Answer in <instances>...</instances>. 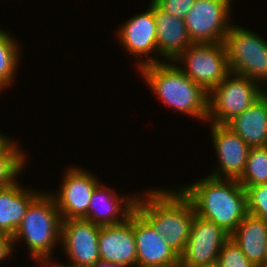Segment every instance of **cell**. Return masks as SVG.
Masks as SVG:
<instances>
[{
	"label": "cell",
	"instance_id": "obj_7",
	"mask_svg": "<svg viewBox=\"0 0 267 267\" xmlns=\"http://www.w3.org/2000/svg\"><path fill=\"white\" fill-rule=\"evenodd\" d=\"M174 62L184 63L177 67L208 93L231 73L224 43H192Z\"/></svg>",
	"mask_w": 267,
	"mask_h": 267
},
{
	"label": "cell",
	"instance_id": "obj_28",
	"mask_svg": "<svg viewBox=\"0 0 267 267\" xmlns=\"http://www.w3.org/2000/svg\"><path fill=\"white\" fill-rule=\"evenodd\" d=\"M95 267H129L121 264H111V263H104V262H99Z\"/></svg>",
	"mask_w": 267,
	"mask_h": 267
},
{
	"label": "cell",
	"instance_id": "obj_6",
	"mask_svg": "<svg viewBox=\"0 0 267 267\" xmlns=\"http://www.w3.org/2000/svg\"><path fill=\"white\" fill-rule=\"evenodd\" d=\"M257 84L248 77L230 73L209 92L207 119L214 124L227 125L261 96L262 87Z\"/></svg>",
	"mask_w": 267,
	"mask_h": 267
},
{
	"label": "cell",
	"instance_id": "obj_27",
	"mask_svg": "<svg viewBox=\"0 0 267 267\" xmlns=\"http://www.w3.org/2000/svg\"><path fill=\"white\" fill-rule=\"evenodd\" d=\"M13 244L11 237L0 232V261L12 254Z\"/></svg>",
	"mask_w": 267,
	"mask_h": 267
},
{
	"label": "cell",
	"instance_id": "obj_20",
	"mask_svg": "<svg viewBox=\"0 0 267 267\" xmlns=\"http://www.w3.org/2000/svg\"><path fill=\"white\" fill-rule=\"evenodd\" d=\"M227 126L251 148L267 146V102L265 98L261 95Z\"/></svg>",
	"mask_w": 267,
	"mask_h": 267
},
{
	"label": "cell",
	"instance_id": "obj_29",
	"mask_svg": "<svg viewBox=\"0 0 267 267\" xmlns=\"http://www.w3.org/2000/svg\"><path fill=\"white\" fill-rule=\"evenodd\" d=\"M9 141V138L0 134V149Z\"/></svg>",
	"mask_w": 267,
	"mask_h": 267
},
{
	"label": "cell",
	"instance_id": "obj_3",
	"mask_svg": "<svg viewBox=\"0 0 267 267\" xmlns=\"http://www.w3.org/2000/svg\"><path fill=\"white\" fill-rule=\"evenodd\" d=\"M145 197H137L136 210L180 256L189 240L194 221L195 211L191 201L181 190H151Z\"/></svg>",
	"mask_w": 267,
	"mask_h": 267
},
{
	"label": "cell",
	"instance_id": "obj_18",
	"mask_svg": "<svg viewBox=\"0 0 267 267\" xmlns=\"http://www.w3.org/2000/svg\"><path fill=\"white\" fill-rule=\"evenodd\" d=\"M230 238L256 267H265L267 222L264 219L248 214Z\"/></svg>",
	"mask_w": 267,
	"mask_h": 267
},
{
	"label": "cell",
	"instance_id": "obj_9",
	"mask_svg": "<svg viewBox=\"0 0 267 267\" xmlns=\"http://www.w3.org/2000/svg\"><path fill=\"white\" fill-rule=\"evenodd\" d=\"M100 225L85 219L62 220L61 242L64 252L70 258L69 265L62 263L58 267H95L100 261L99 233Z\"/></svg>",
	"mask_w": 267,
	"mask_h": 267
},
{
	"label": "cell",
	"instance_id": "obj_26",
	"mask_svg": "<svg viewBox=\"0 0 267 267\" xmlns=\"http://www.w3.org/2000/svg\"><path fill=\"white\" fill-rule=\"evenodd\" d=\"M162 10L174 17L185 19L195 0H153Z\"/></svg>",
	"mask_w": 267,
	"mask_h": 267
},
{
	"label": "cell",
	"instance_id": "obj_19",
	"mask_svg": "<svg viewBox=\"0 0 267 267\" xmlns=\"http://www.w3.org/2000/svg\"><path fill=\"white\" fill-rule=\"evenodd\" d=\"M23 189L15 181L0 188V232L12 238L22 222L29 204L39 195Z\"/></svg>",
	"mask_w": 267,
	"mask_h": 267
},
{
	"label": "cell",
	"instance_id": "obj_32",
	"mask_svg": "<svg viewBox=\"0 0 267 267\" xmlns=\"http://www.w3.org/2000/svg\"><path fill=\"white\" fill-rule=\"evenodd\" d=\"M265 267H267V244H266V250H265Z\"/></svg>",
	"mask_w": 267,
	"mask_h": 267
},
{
	"label": "cell",
	"instance_id": "obj_24",
	"mask_svg": "<svg viewBox=\"0 0 267 267\" xmlns=\"http://www.w3.org/2000/svg\"><path fill=\"white\" fill-rule=\"evenodd\" d=\"M216 267H256L241 251L240 247L229 238L221 247Z\"/></svg>",
	"mask_w": 267,
	"mask_h": 267
},
{
	"label": "cell",
	"instance_id": "obj_34",
	"mask_svg": "<svg viewBox=\"0 0 267 267\" xmlns=\"http://www.w3.org/2000/svg\"><path fill=\"white\" fill-rule=\"evenodd\" d=\"M49 267H52V264L49 263ZM53 267H58V266H56V265L54 266V264H53Z\"/></svg>",
	"mask_w": 267,
	"mask_h": 267
},
{
	"label": "cell",
	"instance_id": "obj_21",
	"mask_svg": "<svg viewBox=\"0 0 267 267\" xmlns=\"http://www.w3.org/2000/svg\"><path fill=\"white\" fill-rule=\"evenodd\" d=\"M238 182L245 190L249 186L267 183V146L250 148L244 173Z\"/></svg>",
	"mask_w": 267,
	"mask_h": 267
},
{
	"label": "cell",
	"instance_id": "obj_16",
	"mask_svg": "<svg viewBox=\"0 0 267 267\" xmlns=\"http://www.w3.org/2000/svg\"><path fill=\"white\" fill-rule=\"evenodd\" d=\"M145 13L130 18L119 31V41L134 56L158 52L157 27L153 13V0Z\"/></svg>",
	"mask_w": 267,
	"mask_h": 267
},
{
	"label": "cell",
	"instance_id": "obj_4",
	"mask_svg": "<svg viewBox=\"0 0 267 267\" xmlns=\"http://www.w3.org/2000/svg\"><path fill=\"white\" fill-rule=\"evenodd\" d=\"M61 232L62 217L52 194L40 192L29 204L22 222L12 236V242L23 238L33 259L51 263L52 249L58 240L61 242Z\"/></svg>",
	"mask_w": 267,
	"mask_h": 267
},
{
	"label": "cell",
	"instance_id": "obj_10",
	"mask_svg": "<svg viewBox=\"0 0 267 267\" xmlns=\"http://www.w3.org/2000/svg\"><path fill=\"white\" fill-rule=\"evenodd\" d=\"M229 238L221 226L194 214L189 240L179 260L188 267H216L221 247Z\"/></svg>",
	"mask_w": 267,
	"mask_h": 267
},
{
	"label": "cell",
	"instance_id": "obj_14",
	"mask_svg": "<svg viewBox=\"0 0 267 267\" xmlns=\"http://www.w3.org/2000/svg\"><path fill=\"white\" fill-rule=\"evenodd\" d=\"M133 230L136 239L137 267H166L179 261V255L137 210L133 212Z\"/></svg>",
	"mask_w": 267,
	"mask_h": 267
},
{
	"label": "cell",
	"instance_id": "obj_33",
	"mask_svg": "<svg viewBox=\"0 0 267 267\" xmlns=\"http://www.w3.org/2000/svg\"><path fill=\"white\" fill-rule=\"evenodd\" d=\"M43 264V266H41V267H49V263H42Z\"/></svg>",
	"mask_w": 267,
	"mask_h": 267
},
{
	"label": "cell",
	"instance_id": "obj_12",
	"mask_svg": "<svg viewBox=\"0 0 267 267\" xmlns=\"http://www.w3.org/2000/svg\"><path fill=\"white\" fill-rule=\"evenodd\" d=\"M211 129L219 168L210 176L238 180L244 173L251 147L227 125L212 123Z\"/></svg>",
	"mask_w": 267,
	"mask_h": 267
},
{
	"label": "cell",
	"instance_id": "obj_25",
	"mask_svg": "<svg viewBox=\"0 0 267 267\" xmlns=\"http://www.w3.org/2000/svg\"><path fill=\"white\" fill-rule=\"evenodd\" d=\"M245 191L249 214L267 222V183L249 186Z\"/></svg>",
	"mask_w": 267,
	"mask_h": 267
},
{
	"label": "cell",
	"instance_id": "obj_30",
	"mask_svg": "<svg viewBox=\"0 0 267 267\" xmlns=\"http://www.w3.org/2000/svg\"><path fill=\"white\" fill-rule=\"evenodd\" d=\"M166 267H188L187 265H185L184 263H182L180 260L172 265L166 266Z\"/></svg>",
	"mask_w": 267,
	"mask_h": 267
},
{
	"label": "cell",
	"instance_id": "obj_17",
	"mask_svg": "<svg viewBox=\"0 0 267 267\" xmlns=\"http://www.w3.org/2000/svg\"><path fill=\"white\" fill-rule=\"evenodd\" d=\"M153 13L157 27V48L159 56L169 62L183 53L191 44L185 21L162 10L153 1Z\"/></svg>",
	"mask_w": 267,
	"mask_h": 267
},
{
	"label": "cell",
	"instance_id": "obj_1",
	"mask_svg": "<svg viewBox=\"0 0 267 267\" xmlns=\"http://www.w3.org/2000/svg\"><path fill=\"white\" fill-rule=\"evenodd\" d=\"M207 177L181 191L191 201L196 215L231 235L249 214L247 193L237 179Z\"/></svg>",
	"mask_w": 267,
	"mask_h": 267
},
{
	"label": "cell",
	"instance_id": "obj_22",
	"mask_svg": "<svg viewBox=\"0 0 267 267\" xmlns=\"http://www.w3.org/2000/svg\"><path fill=\"white\" fill-rule=\"evenodd\" d=\"M11 35L0 29V91L10 86L17 71L19 47Z\"/></svg>",
	"mask_w": 267,
	"mask_h": 267
},
{
	"label": "cell",
	"instance_id": "obj_23",
	"mask_svg": "<svg viewBox=\"0 0 267 267\" xmlns=\"http://www.w3.org/2000/svg\"><path fill=\"white\" fill-rule=\"evenodd\" d=\"M25 163L24 154L18 145L9 140L0 149V188L13 184Z\"/></svg>",
	"mask_w": 267,
	"mask_h": 267
},
{
	"label": "cell",
	"instance_id": "obj_15",
	"mask_svg": "<svg viewBox=\"0 0 267 267\" xmlns=\"http://www.w3.org/2000/svg\"><path fill=\"white\" fill-rule=\"evenodd\" d=\"M105 188L100 183L96 186L89 203L87 216L84 219L100 226L125 222L136 210L137 196H132V198L123 197L121 199L113 190L108 187ZM118 216H121V219Z\"/></svg>",
	"mask_w": 267,
	"mask_h": 267
},
{
	"label": "cell",
	"instance_id": "obj_13",
	"mask_svg": "<svg viewBox=\"0 0 267 267\" xmlns=\"http://www.w3.org/2000/svg\"><path fill=\"white\" fill-rule=\"evenodd\" d=\"M98 245L101 262L137 267L133 213L125 222L101 226Z\"/></svg>",
	"mask_w": 267,
	"mask_h": 267
},
{
	"label": "cell",
	"instance_id": "obj_31",
	"mask_svg": "<svg viewBox=\"0 0 267 267\" xmlns=\"http://www.w3.org/2000/svg\"><path fill=\"white\" fill-rule=\"evenodd\" d=\"M261 95L265 98L267 102V91H264V89L261 91Z\"/></svg>",
	"mask_w": 267,
	"mask_h": 267
},
{
	"label": "cell",
	"instance_id": "obj_8",
	"mask_svg": "<svg viewBox=\"0 0 267 267\" xmlns=\"http://www.w3.org/2000/svg\"><path fill=\"white\" fill-rule=\"evenodd\" d=\"M231 0H195L184 19L192 43H224Z\"/></svg>",
	"mask_w": 267,
	"mask_h": 267
},
{
	"label": "cell",
	"instance_id": "obj_11",
	"mask_svg": "<svg viewBox=\"0 0 267 267\" xmlns=\"http://www.w3.org/2000/svg\"><path fill=\"white\" fill-rule=\"evenodd\" d=\"M64 174L58 195H53L62 220L84 219L87 216L93 191L99 184L88 172L72 168Z\"/></svg>",
	"mask_w": 267,
	"mask_h": 267
},
{
	"label": "cell",
	"instance_id": "obj_5",
	"mask_svg": "<svg viewBox=\"0 0 267 267\" xmlns=\"http://www.w3.org/2000/svg\"><path fill=\"white\" fill-rule=\"evenodd\" d=\"M224 45L231 73L258 83L267 80V42L262 37L232 25Z\"/></svg>",
	"mask_w": 267,
	"mask_h": 267
},
{
	"label": "cell",
	"instance_id": "obj_2",
	"mask_svg": "<svg viewBox=\"0 0 267 267\" xmlns=\"http://www.w3.org/2000/svg\"><path fill=\"white\" fill-rule=\"evenodd\" d=\"M148 59L140 61L138 68L160 100L181 113L208 121L209 93L176 64L163 63L150 56Z\"/></svg>",
	"mask_w": 267,
	"mask_h": 267
}]
</instances>
